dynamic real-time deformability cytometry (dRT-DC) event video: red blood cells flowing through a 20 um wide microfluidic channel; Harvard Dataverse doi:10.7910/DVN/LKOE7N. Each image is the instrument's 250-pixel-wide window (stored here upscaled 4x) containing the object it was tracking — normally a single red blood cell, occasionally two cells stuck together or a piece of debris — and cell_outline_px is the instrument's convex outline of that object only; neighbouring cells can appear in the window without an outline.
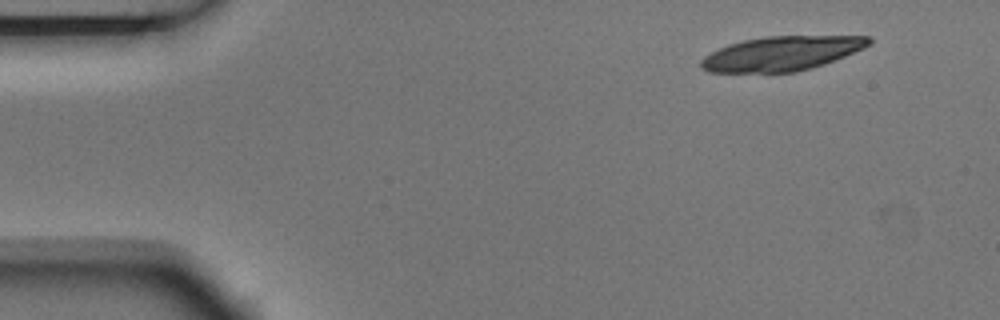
{"species": "Egyptian fruit bat (a non-hibernating species)", "species_latin": "Rousettus aegyptiacus", "temperature_condition": "room temperature", "stored_images_in_passage": 6, "segment_of_instrument_passage": [2, 2], "camera_frame_rate_fps": 3000, "um_per_image_px": 0.085, "animal": {"sex": "male"}, "frame": {"image": 1, "passage_image": 6, "time_ms": 1.667, "image_size_px": [1000, 320], "cell_outline_px": [[872, 44], [864, 48], [824, 64], [812, 68], [796, 72], [708, 72], [700, 68], [700, 60], [704, 56], [728, 44], [744, 40], [764, 36], [872, 36]], "centroid_in_image_um": [66.44, 4.54], "position_along_channel_um": 18.6, "area_um2": 33.7}}